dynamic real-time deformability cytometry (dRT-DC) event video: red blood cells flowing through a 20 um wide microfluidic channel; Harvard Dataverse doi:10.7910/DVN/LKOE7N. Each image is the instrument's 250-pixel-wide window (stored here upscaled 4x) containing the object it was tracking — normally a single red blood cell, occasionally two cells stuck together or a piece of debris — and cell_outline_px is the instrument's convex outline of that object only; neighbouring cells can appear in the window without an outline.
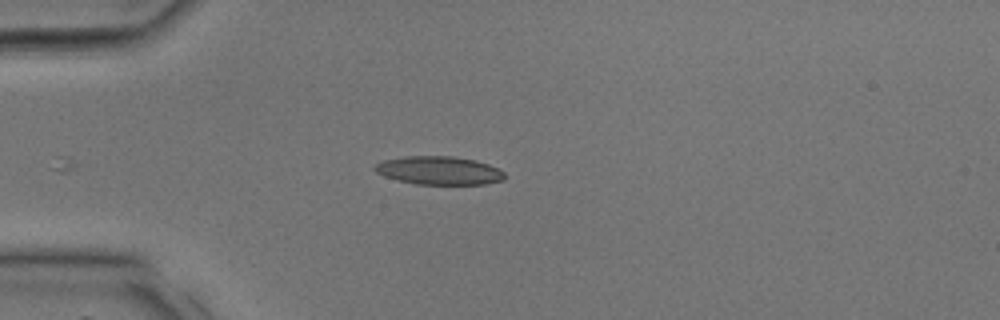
{"species": "common noctule bat (a hibernating species)", "species_latin": "Nyctalus noctula", "temperature_condition": "room temperature", "stored_images_in_passage": 25, "camera_frame_rate_fps": 3000, "um_per_image_px": 0.085, "animal": {"sex": "male", "body_mass_g": 17.9, "forearm_length_mm": 54.2}, "frame": {"image": 1, "passage_image": 1, "time_ms": 0.0, "image_size_px": [1000, 320], "cell_outline_px": [[504, 180], [484, 184], [416, 184], [384, 176], [376, 172], [372, 168], [376, 164], [384, 160], [404, 156], [452, 156], [476, 160], [500, 168], [504, 172]], "centroid_in_image_um": [37.34, 14.48], "position_along_channel_um": 47.7, "area_um2": 21.44}}
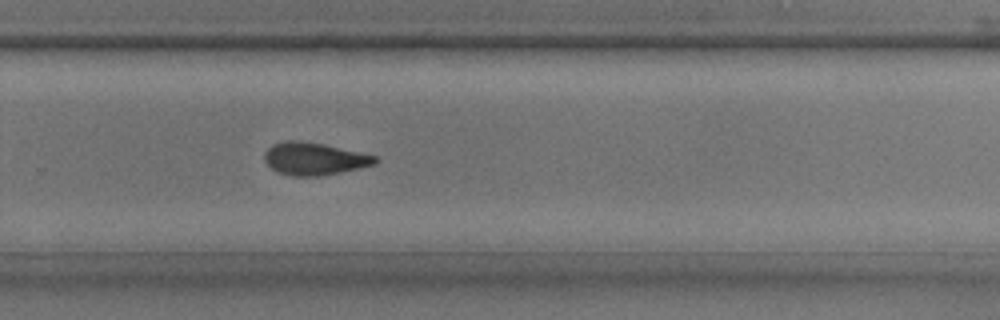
{"frame": {"image": 2, "passage_image": 15, "time_ms": 4.667, "image_size_px": [1000, 320], "cell_outline_px": [[380, 160], [376, 164], [360, 168], [320, 176], [292, 176], [276, 172], [264, 160], [264, 152], [272, 144], [284, 140], [296, 140], [324, 144], [376, 156]], "centroid_in_image_um": [26.69, 13.49], "position_along_channel_um": 303.1, "area_um2": 21.04}}
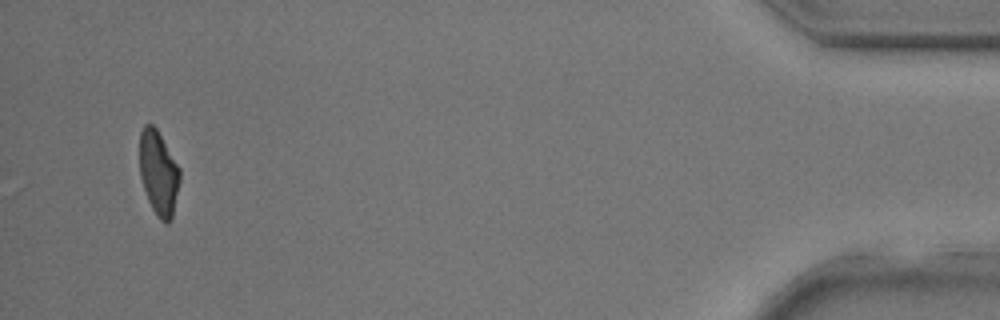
{"frame": {"image": 3, "passage_image": 25, "time_ms": 8.0, "image_size_px": [1000, 320], "cell_outline_px": [[180, 180], [172, 220], [168, 224], [164, 224], [156, 216], [148, 200], [140, 176], [140, 132], [144, 124], [152, 124], [156, 128], [180, 168]], "centroid_in_image_um": [13.49, 14.74], "position_along_channel_um": 421.7, "area_um2": 19.88}}